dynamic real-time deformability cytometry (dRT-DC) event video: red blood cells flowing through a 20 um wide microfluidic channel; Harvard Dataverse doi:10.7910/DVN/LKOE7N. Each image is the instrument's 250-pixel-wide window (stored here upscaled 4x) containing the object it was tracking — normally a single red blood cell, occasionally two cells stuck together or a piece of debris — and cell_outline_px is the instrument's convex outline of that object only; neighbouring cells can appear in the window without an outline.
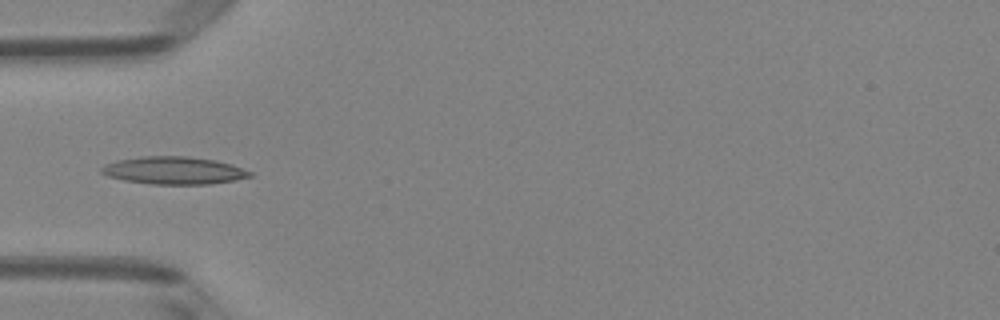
{"species": "Egyptian fruit bat (a non-hibernating species)", "species_latin": "Rousettus aegyptiacus", "temperature_condition": "room temperature", "stored_images_in_passage": 4, "camera_frame_rate_fps": 3000, "um_per_image_px": 0.085, "animal": {"sex": "female"}, "frame": {"image": 1, "passage_image": 4, "time_ms": 1.0, "image_size_px": [1000, 320], "cell_outline_px": [[252, 176], [236, 180], [208, 184], [152, 184], [124, 180], [108, 176], [100, 172], [100, 168], [104, 164], [116, 160], [140, 156], [188, 156], [216, 160], [232, 164], [252, 172]], "centroid_in_image_um": [14.76, 14.48], "position_along_channel_um": 70.2, "area_um2": 23.99}}